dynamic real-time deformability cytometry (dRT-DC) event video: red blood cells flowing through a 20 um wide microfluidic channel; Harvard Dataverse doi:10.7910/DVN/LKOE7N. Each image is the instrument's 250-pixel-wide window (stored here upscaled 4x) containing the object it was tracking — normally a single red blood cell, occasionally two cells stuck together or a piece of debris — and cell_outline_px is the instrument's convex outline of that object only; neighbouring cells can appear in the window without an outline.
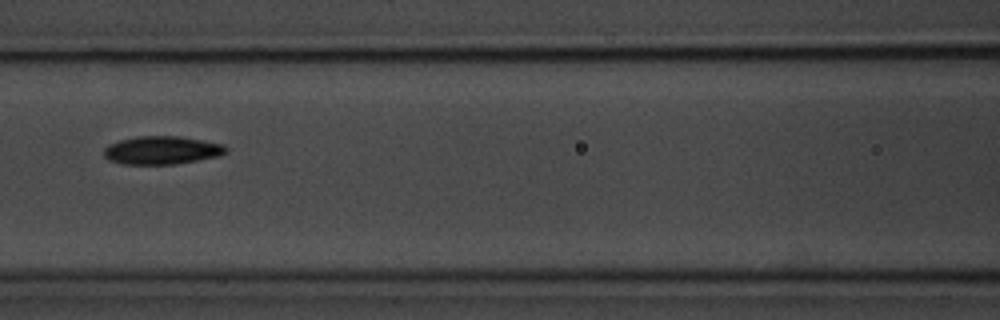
{"species": "common noctule bat (a hibernating species)", "species_latin": "Nyctalus noctula", "temperature_condition": "room temperature", "stored_images_in_passage": 9, "camera_frame_rate_fps": 3000, "um_per_image_px": 0.085, "animal": {"sex": "male", "body_mass_g": 20.1, "forearm_length_mm": 53.5}, "frame": {"image": 1, "passage_image": 7, "time_ms": 7.0, "image_size_px": [1000, 320], "cell_outline_px": [[228, 152], [220, 156], [176, 164], [124, 164], [108, 160], [104, 156], [104, 148], [108, 144], [120, 140], [136, 136], [180, 136], [224, 144], [228, 148]], "centroid_in_image_um": [13.78, 12.77], "position_along_channel_um": 152.8, "area_um2": 20.23}}
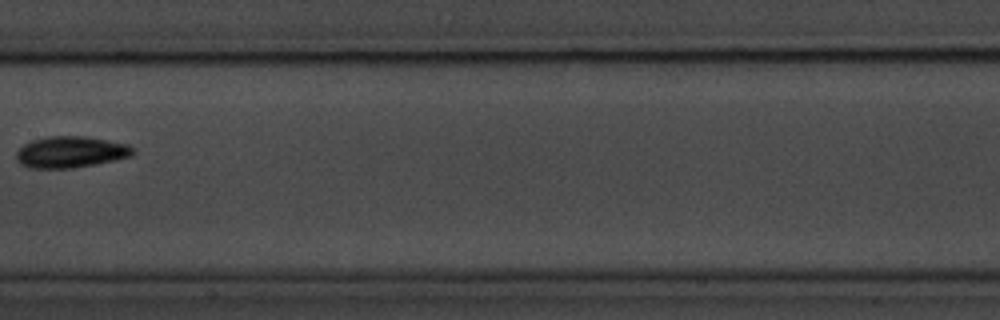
{"frame": {"image": 2, "passage_image": 8, "time_ms": 8.333, "image_size_px": [1000, 320], "cell_outline_px": [[136, 152], [132, 156], [96, 164], [72, 168], [28, 168], [20, 164], [16, 160], [16, 152], [24, 144], [32, 140], [48, 136], [88, 136], [128, 144], [136, 148]], "centroid_in_image_um": [6.03, 12.92], "position_along_channel_um": 201.4, "area_um2": 21.62}}